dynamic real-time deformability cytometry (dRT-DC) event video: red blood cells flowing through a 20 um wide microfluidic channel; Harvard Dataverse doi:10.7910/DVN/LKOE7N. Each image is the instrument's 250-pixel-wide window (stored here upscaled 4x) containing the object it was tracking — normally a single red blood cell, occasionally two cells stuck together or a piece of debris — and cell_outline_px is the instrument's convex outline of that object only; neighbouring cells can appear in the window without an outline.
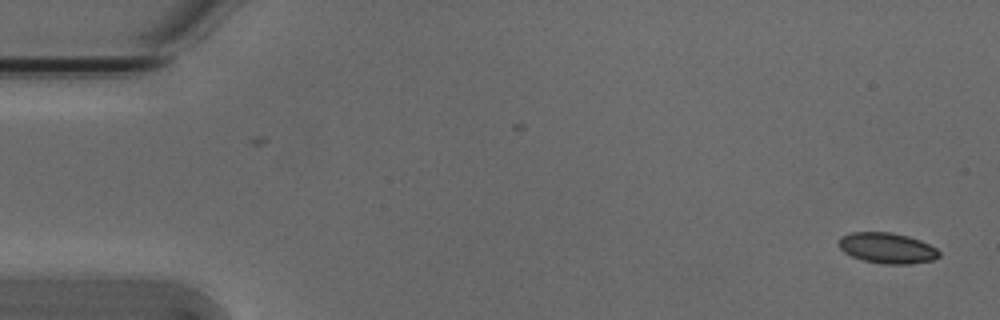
{"species": "Egyptian fruit bat (a non-hibernating species)", "species_latin": "Rousettus aegyptiacus", "temperature_condition": "cold", "stored_images_in_passage": 2, "camera_frame_rate_fps": 3000, "um_per_image_px": 0.085, "animal": {"sex": "male"}, "frame": {"image": 1, "passage_image": 2, "time_ms": 0.333, "image_size_px": [1000, 320], "cell_outline_px": [[940, 256], [932, 260], [912, 264], [884, 264], [864, 260], [852, 256], [844, 252], [840, 248], [840, 236], [852, 232], [892, 232], [908, 236], [920, 240], [936, 248], [940, 252]], "centroid_in_image_um": [75.43, 21.08], "position_along_channel_um": 9.6, "area_um2": 17.86}}